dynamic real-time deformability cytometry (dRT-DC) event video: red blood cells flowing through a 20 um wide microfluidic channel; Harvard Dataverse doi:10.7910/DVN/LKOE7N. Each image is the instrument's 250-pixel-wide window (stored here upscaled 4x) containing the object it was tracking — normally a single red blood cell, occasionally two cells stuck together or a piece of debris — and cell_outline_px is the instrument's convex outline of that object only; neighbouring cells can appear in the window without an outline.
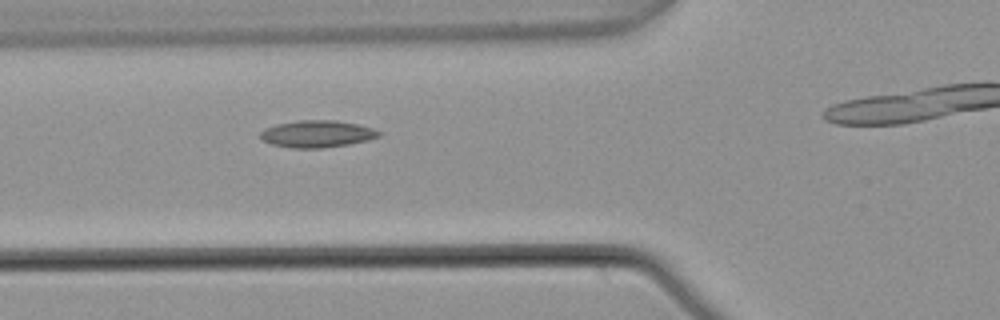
{"species": "common noctule bat (a hibernating species)", "species_latin": "Nyctalus noctula", "temperature_condition": "warm", "stored_images_in_passage": 4, "camera_frame_rate_fps": 3000, "um_per_image_px": 0.085, "animal": {"sex": "male", "body_mass_g": 21.5, "forearm_length_mm": 52.0}, "frame": {"image": 1, "passage_image": 3, "time_ms": 0.667, "image_size_px": [1000, 320], "cell_outline_px": [[380, 136], [368, 140], [348, 144], [320, 148], [292, 148], [272, 144], [260, 140], [260, 132], [264, 128], [276, 124], [300, 120], [336, 120], [356, 124], [372, 128], [380, 132]], "centroid_in_image_um": [26.9, 11.38], "position_along_channel_um": 98.9, "area_um2": 18.61}}